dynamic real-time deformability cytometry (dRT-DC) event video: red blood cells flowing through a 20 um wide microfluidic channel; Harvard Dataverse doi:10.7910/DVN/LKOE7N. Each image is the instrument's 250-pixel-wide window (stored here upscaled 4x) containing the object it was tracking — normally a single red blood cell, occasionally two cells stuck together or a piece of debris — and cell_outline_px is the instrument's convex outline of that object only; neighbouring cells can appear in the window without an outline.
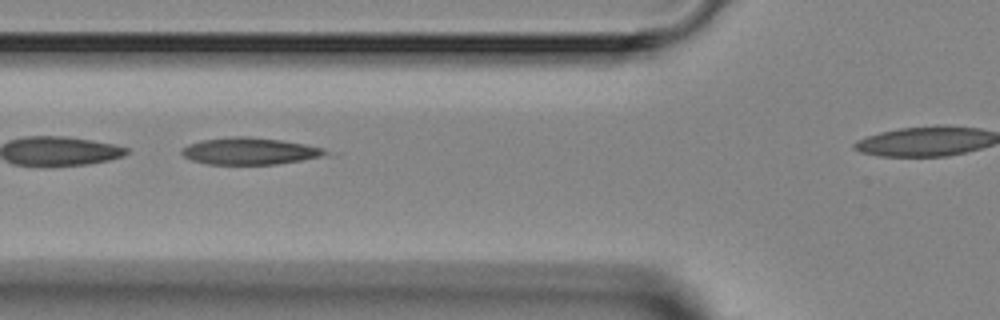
{"species": "Egyptian fruit bat (a non-hibernating species)", "species_latin": "Rousettus aegyptiacus", "temperature_condition": "room temperature", "stored_images_in_passage": 7, "camera_frame_rate_fps": 3000, "um_per_image_px": 0.085, "animal": {"sex": "female"}, "frame": {"image": 1, "passage_image": 3, "time_ms": 2.333, "image_size_px": [1000, 320], "cell_outline_px": [[328, 152], [320, 156], [300, 160], [276, 164], [208, 164], [192, 160], [184, 156], [180, 152], [180, 148], [188, 144], [200, 140], [232, 136], [248, 136], [280, 140], [304, 144], [324, 148]], "centroid_in_image_um": [21.14, 12.83], "position_along_channel_um": 104.7, "area_um2": 22.37}}
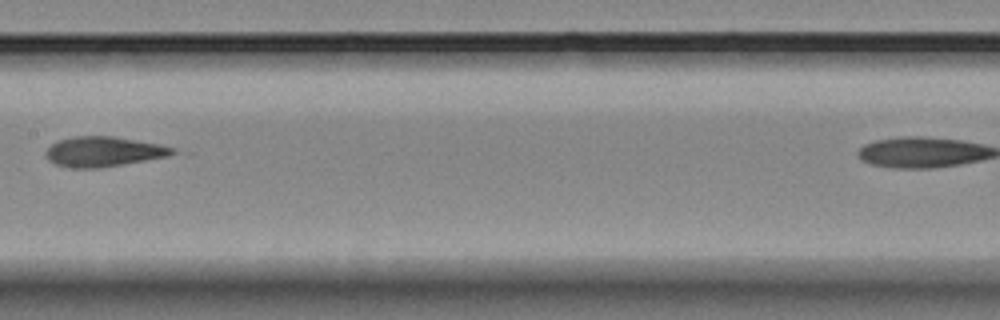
{"frame": {"image": 2, "passage_image": 5, "time_ms": 4.667, "image_size_px": [1000, 320], "cell_outline_px": [[176, 152], [168, 156], [100, 168], [68, 168], [56, 164], [48, 160], [44, 156], [44, 152], [56, 140], [76, 136], [112, 136], [160, 144], [172, 148]], "centroid_in_image_um": [8.73, 12.89], "position_along_channel_um": 198.7, "area_um2": 22.14}}
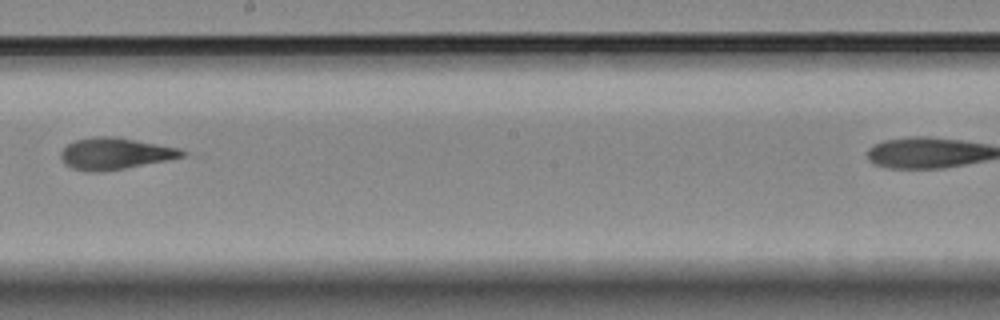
{"frame": {"image": 3, "passage_image": 6, "time_ms": 5.667, "image_size_px": [1000, 320], "cell_outline_px": [[188, 152], [184, 156], [124, 168], [100, 172], [88, 172], [72, 168], [60, 156], [60, 152], [68, 144], [76, 140], [92, 136], [112, 136], [180, 148]], "centroid_in_image_um": [9.76, 13.05], "position_along_channel_um": 238.4, "area_um2": 21.96}}